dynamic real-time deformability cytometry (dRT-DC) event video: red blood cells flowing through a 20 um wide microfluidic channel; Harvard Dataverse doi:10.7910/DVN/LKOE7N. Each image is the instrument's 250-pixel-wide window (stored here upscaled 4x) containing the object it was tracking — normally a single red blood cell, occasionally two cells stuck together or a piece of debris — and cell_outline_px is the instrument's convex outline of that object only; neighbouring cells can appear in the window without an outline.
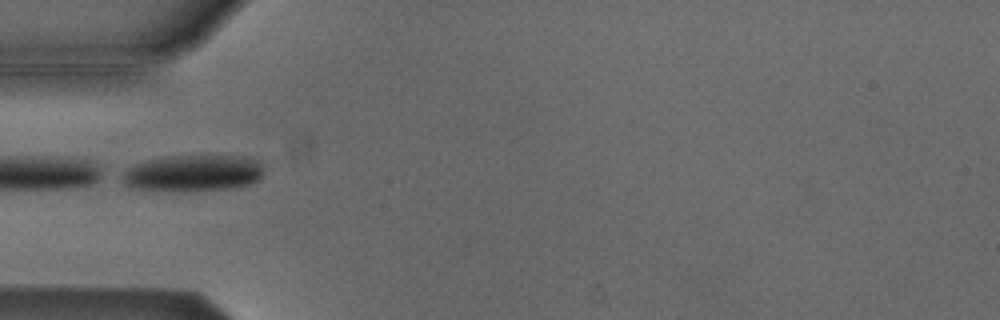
{"species": "Egyptian fruit bat (a non-hibernating species)", "species_latin": "Rousettus aegyptiacus", "temperature_condition": "cold", "stored_images_in_passage": 8, "camera_frame_rate_fps": 3000, "um_per_image_px": 0.085, "animal": {"sex": "male"}, "frame": {"image": 1, "passage_image": 1, "time_ms": 0.0, "image_size_px": [1000, 320], "cell_outline_px": [[264, 172], [256, 180], [248, 184], [232, 188], [132, 188], [124, 184], [116, 176], [128, 168], [136, 164], [148, 160], [168, 156], [248, 156], [260, 160]], "centroid_in_image_um": [16.41, 14.65], "position_along_channel_um": 68.6, "area_um2": 29.13}}